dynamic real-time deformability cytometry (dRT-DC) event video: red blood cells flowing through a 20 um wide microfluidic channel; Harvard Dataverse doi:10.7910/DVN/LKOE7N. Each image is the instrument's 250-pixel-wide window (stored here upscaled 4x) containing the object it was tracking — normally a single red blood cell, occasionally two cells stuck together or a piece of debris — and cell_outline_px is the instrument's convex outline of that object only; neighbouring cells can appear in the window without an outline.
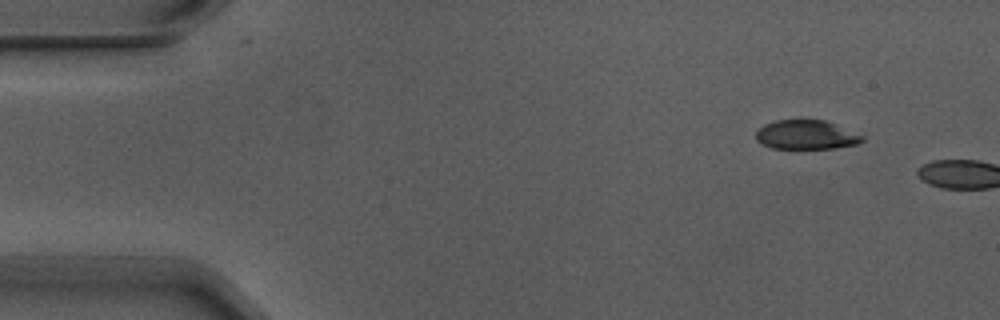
{"species": "Egyptian fruit bat (a non-hibernating species)", "species_latin": "Rousettus aegyptiacus", "temperature_condition": "warm", "stored_images_in_passage": 2, "camera_frame_rate_fps": 3000, "um_per_image_px": 0.085, "animal": {"sex": "male"}, "frame": {"image": 1, "passage_image": 1, "time_ms": 0.0, "image_size_px": [1000, 320], "cell_outline_px": [[864, 140], [856, 144], [832, 148], [772, 148], [756, 140], [756, 132], [764, 124], [776, 120], [804, 116], [824, 120], [836, 124], [864, 136]], "centroid_in_image_um": [68.51, 11.4], "position_along_channel_um": 16.5, "area_um2": 18.55}}